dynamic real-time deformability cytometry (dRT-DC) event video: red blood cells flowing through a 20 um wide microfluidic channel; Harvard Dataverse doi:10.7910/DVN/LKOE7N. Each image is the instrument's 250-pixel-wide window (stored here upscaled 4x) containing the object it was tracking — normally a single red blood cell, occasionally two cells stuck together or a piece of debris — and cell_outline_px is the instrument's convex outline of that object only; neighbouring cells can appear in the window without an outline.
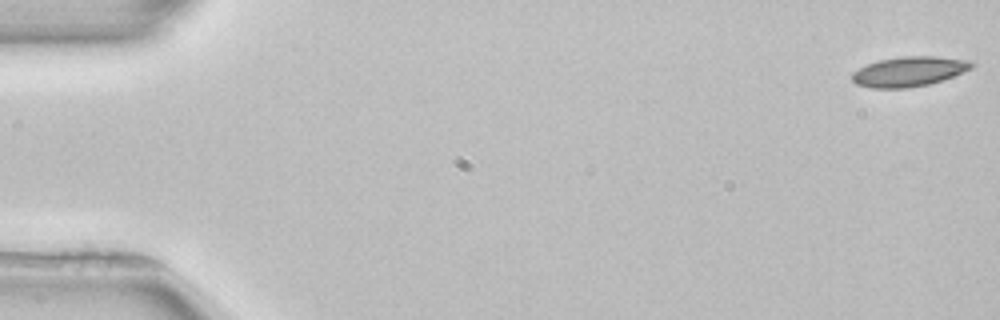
{"species": "common noctule bat (a hibernating species)", "species_latin": "Nyctalus noctula", "temperature_condition": "room temperature", "stored_images_in_passage": 52, "camera_frame_rate_fps": 3000, "um_per_image_px": 0.085, "animal": {"sex": "female", "body_mass_g": 22.7, "forearm_length_mm": 54.2}, "frame": {"image": 1, "passage_image": 1, "time_ms": 0.0, "image_size_px": [1000, 320], "cell_outline_px": [[972, 68], [952, 76], [928, 84], [908, 88], [872, 88], [856, 84], [852, 80], [852, 72], [868, 64], [880, 60], [904, 56], [936, 56], [968, 60], [972, 64]], "centroid_in_image_um": [77.23, 6.08], "position_along_channel_um": 7.8, "area_um2": 20.46}}
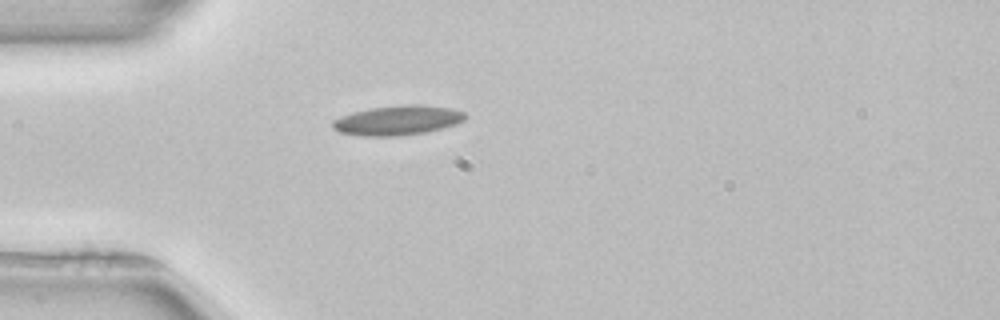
{"frame": {"image": 2, "passage_image": 15, "time_ms": 4.667, "image_size_px": [1000, 320], "cell_outline_px": [[468, 116], [464, 120], [456, 124], [424, 132], [396, 136], [360, 136], [340, 132], [332, 128], [332, 120], [340, 116], [352, 112], [372, 108], [404, 104], [420, 104], [452, 108], [464, 112]], "centroid_in_image_um": [33.79, 10.22], "position_along_channel_um": 51.2, "area_um2": 22.95}}
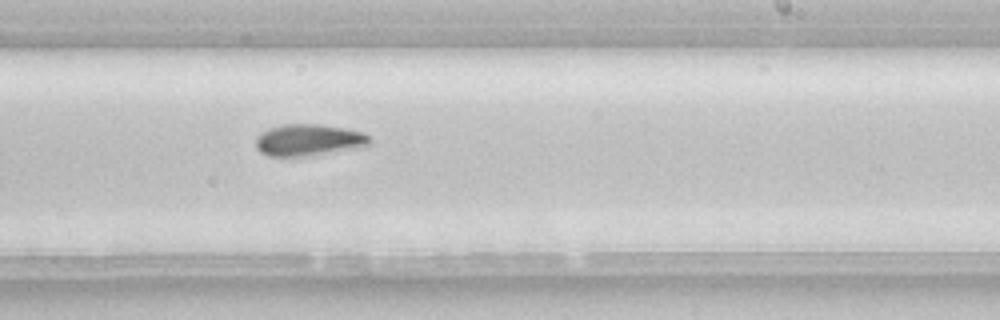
{"frame": {"image": 3, "passage_image": 32, "time_ms": 10.333, "image_size_px": [1000, 320], "cell_outline_px": [[372, 144], [360, 148], [308, 156], [268, 156], [260, 152], [256, 148], [256, 136], [260, 132], [268, 128], [284, 124], [320, 124], [344, 128], [364, 132], [372, 140]], "centroid_in_image_um": [26.25, 11.9], "position_along_channel_um": 262.8, "area_um2": 21.39}}